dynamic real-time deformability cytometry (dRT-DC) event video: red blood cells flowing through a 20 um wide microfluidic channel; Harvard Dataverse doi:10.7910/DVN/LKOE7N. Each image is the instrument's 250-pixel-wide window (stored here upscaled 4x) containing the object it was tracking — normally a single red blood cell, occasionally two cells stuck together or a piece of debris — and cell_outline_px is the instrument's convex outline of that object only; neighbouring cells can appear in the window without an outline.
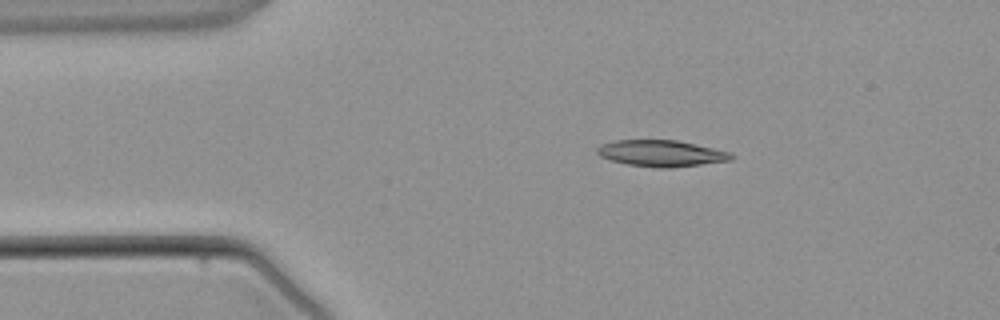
{"species": "common noctule bat (a hibernating species)", "species_latin": "Nyctalus noctula", "temperature_condition": "warm", "stored_images_in_passage": 3, "camera_frame_rate_fps": 3000, "um_per_image_px": 0.085, "animal": {"sex": "male", "body_mass_g": 21.5, "forearm_length_mm": 52.0}, "frame": {"image": 1, "passage_image": 2, "time_ms": 1.333, "image_size_px": [1000, 320], "cell_outline_px": [[736, 156], [732, 160], [672, 168], [656, 168], [628, 164], [612, 160], [600, 156], [596, 152], [596, 148], [600, 144], [612, 140], [676, 140], [732, 152]], "centroid_in_image_um": [56.22, 13.03], "position_along_channel_um": 28.8, "area_um2": 20.75}}